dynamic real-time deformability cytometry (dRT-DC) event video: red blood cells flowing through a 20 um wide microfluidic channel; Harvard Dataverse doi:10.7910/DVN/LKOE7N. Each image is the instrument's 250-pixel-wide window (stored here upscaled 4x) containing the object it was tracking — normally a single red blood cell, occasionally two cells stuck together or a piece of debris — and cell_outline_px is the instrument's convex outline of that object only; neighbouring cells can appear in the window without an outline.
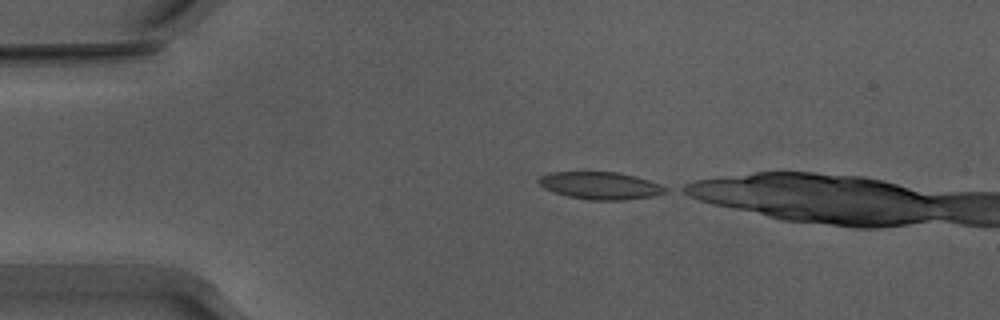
{"species": "Egyptian fruit bat (a non-hibernating species)", "species_latin": "Rousettus aegyptiacus", "temperature_condition": "warm", "stored_images_in_passage": 5, "camera_frame_rate_fps": 3000, "um_per_image_px": 0.085, "animal": {"sex": "male"}, "frame": {"image": 1, "passage_image": 1, "time_ms": 0.0, "image_size_px": [1000, 320], "cell_outline_px": [[668, 192], [656, 196], [624, 200], [588, 200], [568, 196], [544, 188], [536, 180], [540, 176], [552, 172], [616, 172], [636, 176], [660, 184], [668, 188]], "centroid_in_image_um": [51.07, 15.78], "position_along_channel_um": 33.9, "area_um2": 20.29}}